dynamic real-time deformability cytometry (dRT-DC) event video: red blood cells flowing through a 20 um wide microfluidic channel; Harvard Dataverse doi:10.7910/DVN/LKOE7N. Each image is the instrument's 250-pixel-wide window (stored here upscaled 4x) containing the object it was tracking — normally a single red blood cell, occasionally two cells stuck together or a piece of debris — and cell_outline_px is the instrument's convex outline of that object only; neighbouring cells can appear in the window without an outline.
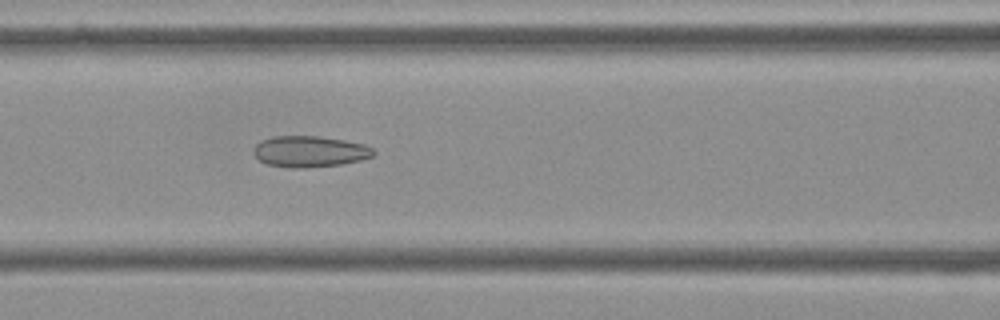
{"species": "Egyptian fruit bat (a non-hibernating species)", "species_latin": "Rousettus aegyptiacus", "temperature_condition": "cold", "stored_images_in_passage": 55, "camera_frame_rate_fps": 3000, "um_per_image_px": 0.085, "frame": {"image": 1, "passage_image": 23, "time_ms": 7.333, "image_size_px": [1000, 320], "cell_outline_px": [[376, 152], [372, 156], [360, 160], [344, 164], [308, 168], [296, 168], [268, 164], [260, 160], [252, 152], [252, 148], [260, 140], [272, 136], [320, 136], [344, 140], [364, 144], [372, 148]], "centroid_in_image_um": [26.32, 12.87], "position_along_channel_um": 140.3, "area_um2": 21.91}}
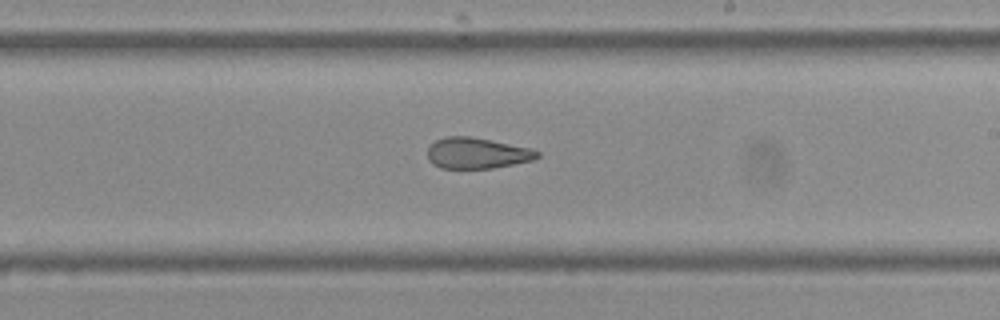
{"frame": {"image": 2, "passage_image": 32, "time_ms": 10.333, "image_size_px": [1000, 320], "cell_outline_px": [[540, 156], [532, 160], [492, 168], [440, 168], [432, 164], [428, 160], [428, 148], [436, 140], [448, 136], [472, 136], [532, 148], [540, 152]], "centroid_in_image_um": [40.55, 13.01], "position_along_channel_um": 248.5, "area_um2": 19.83}}
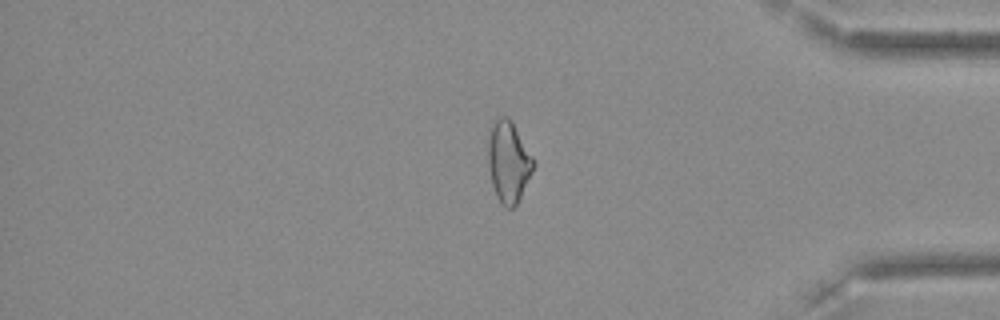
{"frame": {"image": 3, "passage_image": 46, "time_ms": 15.0, "image_size_px": [1000, 320], "cell_outline_px": [[536, 164], [516, 204], [512, 208], [504, 208], [496, 196], [492, 184], [488, 164], [488, 144], [492, 124], [500, 116], [508, 116], [512, 120], [532, 156]], "centroid_in_image_um": [43.22, 13.74], "position_along_channel_um": 392.0, "area_um2": 21.27}, "authors_computed_cell_mechanics": {"area_um2": 23.0044, "velocity_mm_per_s": 3.6178, "shape_relaxation_time_tau1_ms": null, "shape_relaxation_time_tau2_ms": 3.3663, "deformation_change_tau1": null, "deformation_change_tau2": 0.1268}}